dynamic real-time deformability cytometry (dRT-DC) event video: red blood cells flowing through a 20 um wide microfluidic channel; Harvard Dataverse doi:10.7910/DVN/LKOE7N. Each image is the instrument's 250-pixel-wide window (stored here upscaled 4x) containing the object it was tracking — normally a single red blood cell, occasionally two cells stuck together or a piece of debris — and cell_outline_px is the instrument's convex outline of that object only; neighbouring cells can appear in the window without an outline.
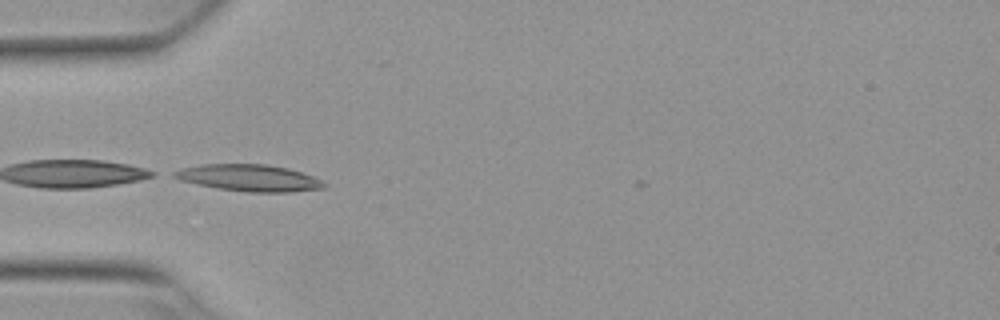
{"species": "Egyptian fruit bat (a non-hibernating species)", "species_latin": "Rousettus aegyptiacus", "temperature_condition": "warm", "stored_images_in_passage": 7, "camera_frame_rate_fps": 3000, "um_per_image_px": 0.085, "animal": {"sex": "female"}, "frame": {"image": 1, "passage_image": 1, "time_ms": 0.0, "image_size_px": [1000, 320], "cell_outline_px": [[328, 184], [324, 188], [292, 192], [248, 192], [216, 188], [180, 180], [172, 176], [172, 172], [180, 168], [200, 164], [268, 164], [288, 168], [312, 176]], "centroid_in_image_um": [21.16, 15.12], "position_along_channel_um": 63.8, "area_um2": 23.41}}